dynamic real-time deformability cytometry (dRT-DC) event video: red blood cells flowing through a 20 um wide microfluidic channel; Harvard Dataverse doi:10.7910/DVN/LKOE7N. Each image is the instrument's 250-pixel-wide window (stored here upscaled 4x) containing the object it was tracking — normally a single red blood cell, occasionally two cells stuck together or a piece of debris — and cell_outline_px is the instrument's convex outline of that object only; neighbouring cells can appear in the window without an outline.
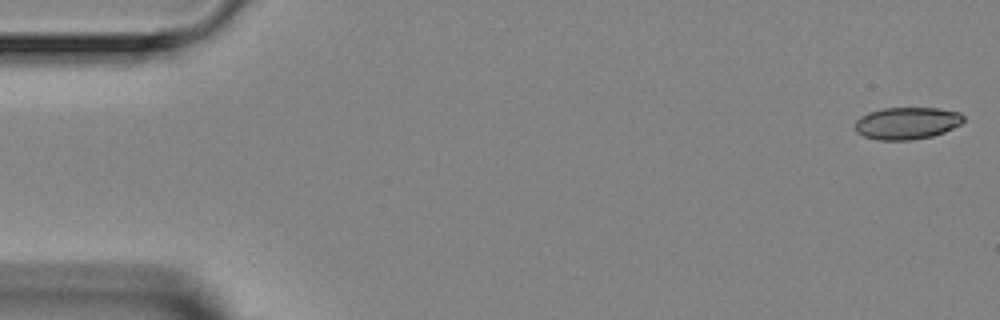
{"species": "Egyptian fruit bat (a non-hibernating species)", "species_latin": "Rousettus aegyptiacus", "temperature_condition": "room temperature", "stored_images_in_passage": 5, "camera_frame_rate_fps": 3000, "um_per_image_px": 0.085, "animal": {"sex": "female"}, "frame": {"image": 1, "passage_image": 1, "time_ms": 0.0, "image_size_px": [1000, 320], "cell_outline_px": [[964, 120], [960, 124], [944, 132], [932, 136], [912, 140], [876, 140], [864, 136], [856, 132], [856, 120], [860, 116], [868, 112], [884, 108], [936, 108], [960, 112], [964, 116]], "centroid_in_image_um": [77.08, 10.47], "position_along_channel_um": 7.9, "area_um2": 20.35}}
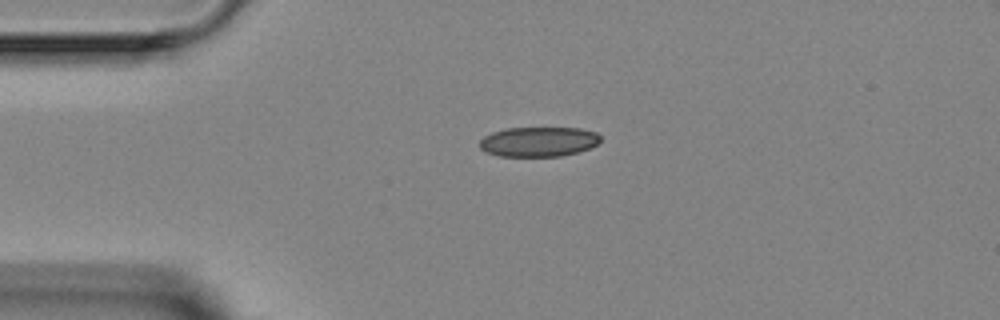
{"frame": {"image": 2, "passage_image": 4, "time_ms": 3.333, "image_size_px": [1000, 320], "cell_outline_px": [[600, 140], [596, 144], [588, 148], [576, 152], [560, 156], [500, 156], [484, 152], [480, 148], [480, 140], [484, 136], [492, 132], [508, 128], [580, 128], [596, 132], [600, 136]], "centroid_in_image_um": [45.74, 12.04], "position_along_channel_um": 39.3, "area_um2": 20.87}}